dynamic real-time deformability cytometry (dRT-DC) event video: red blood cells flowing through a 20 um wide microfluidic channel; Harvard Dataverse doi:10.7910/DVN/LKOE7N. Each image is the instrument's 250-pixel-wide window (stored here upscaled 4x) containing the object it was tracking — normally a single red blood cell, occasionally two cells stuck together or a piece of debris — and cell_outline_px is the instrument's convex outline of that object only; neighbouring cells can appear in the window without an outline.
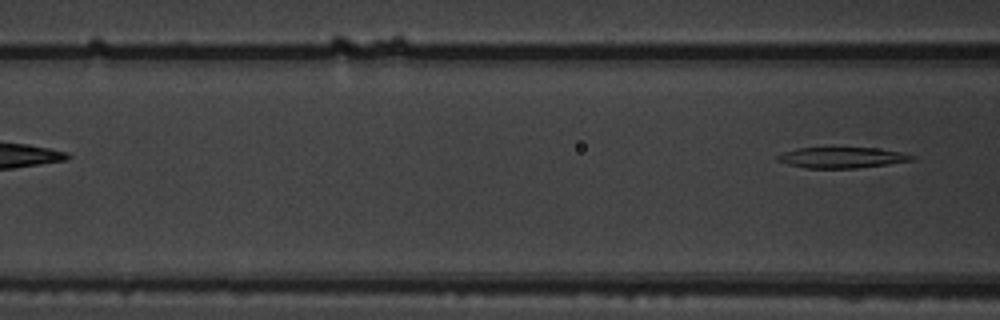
{"species": "common noctule bat (a hibernating species)", "species_latin": "Nyctalus noctula", "temperature_condition": "warm", "stored_images_in_passage": 5, "camera_frame_rate_fps": 3000, "um_per_image_px": 0.085, "animal": {"sex": "male", "body_mass_g": 19.5, "forearm_length_mm": 54.6}, "frame": {"image": 1, "passage_image": 5, "time_ms": 4.667, "image_size_px": [1000, 320], "cell_outline_px": [[916, 160], [888, 164], [856, 168], [804, 168], [788, 164], [776, 160], [776, 156], [784, 152], [796, 148], [876, 148], [900, 152], [916, 156]], "centroid_in_image_um": [71.57, 13.4], "position_along_channel_um": 95.0, "area_um2": 16.24}}